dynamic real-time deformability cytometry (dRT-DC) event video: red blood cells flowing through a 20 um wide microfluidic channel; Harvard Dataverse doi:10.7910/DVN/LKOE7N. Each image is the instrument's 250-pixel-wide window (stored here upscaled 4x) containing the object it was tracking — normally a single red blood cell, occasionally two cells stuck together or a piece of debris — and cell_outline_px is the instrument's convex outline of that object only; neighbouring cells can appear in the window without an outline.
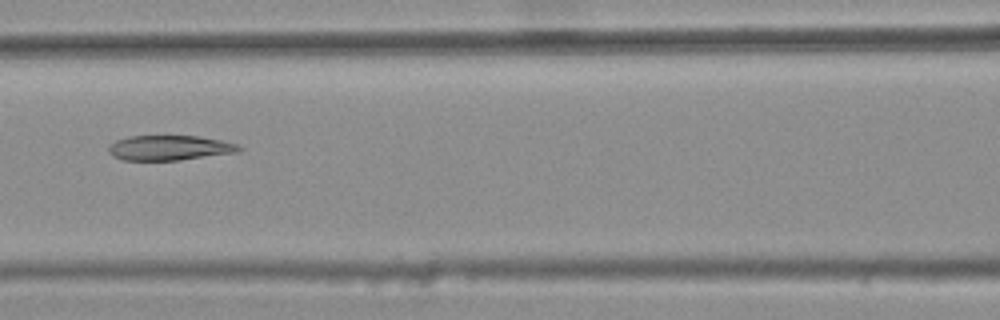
{"species": "common noctule bat (a hibernating species)", "species_latin": "Nyctalus noctula", "temperature_condition": "warm", "stored_images_in_passage": 7, "camera_frame_rate_fps": 3000, "um_per_image_px": 0.085, "animal": {"sex": "female", "body_mass_g": 25.1}, "frame": {"image": 1, "passage_image": 7, "time_ms": 2.0, "image_size_px": [1000, 320], "cell_outline_px": [[244, 148], [236, 152], [180, 160], [124, 160], [112, 156], [108, 152], [108, 148], [116, 140], [128, 136], [200, 136], [220, 140], [236, 144]], "centroid_in_image_um": [14.39, 12.56], "position_along_channel_um": 152.2, "area_um2": 18.84}}